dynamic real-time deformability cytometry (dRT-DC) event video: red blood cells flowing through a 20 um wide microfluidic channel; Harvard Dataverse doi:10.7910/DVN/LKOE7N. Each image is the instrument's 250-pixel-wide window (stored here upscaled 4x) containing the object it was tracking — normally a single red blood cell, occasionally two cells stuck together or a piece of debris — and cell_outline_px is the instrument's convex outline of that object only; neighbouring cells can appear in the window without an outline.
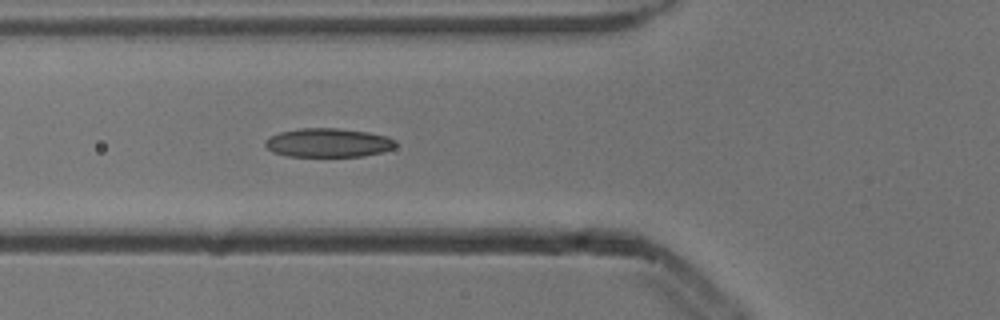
{"species": "common noctule bat (a hibernating species)", "species_latin": "Nyctalus noctula", "temperature_condition": "cold", "stored_images_in_passage": 5, "camera_frame_rate_fps": 3000, "um_per_image_px": 0.085, "animal": {"sex": "male", "body_mass_g": 13.3}, "frame": {"image": 1, "passage_image": 5, "time_ms": 1.333, "image_size_px": [1000, 320], "cell_outline_px": [[396, 144], [392, 148], [384, 152], [364, 156], [288, 156], [272, 152], [264, 144], [264, 140], [280, 132], [300, 128], [340, 128], [368, 132], [388, 136], [396, 140]], "centroid_in_image_um": [27.92, 12.13], "position_along_channel_um": 97.9, "area_um2": 22.02}}